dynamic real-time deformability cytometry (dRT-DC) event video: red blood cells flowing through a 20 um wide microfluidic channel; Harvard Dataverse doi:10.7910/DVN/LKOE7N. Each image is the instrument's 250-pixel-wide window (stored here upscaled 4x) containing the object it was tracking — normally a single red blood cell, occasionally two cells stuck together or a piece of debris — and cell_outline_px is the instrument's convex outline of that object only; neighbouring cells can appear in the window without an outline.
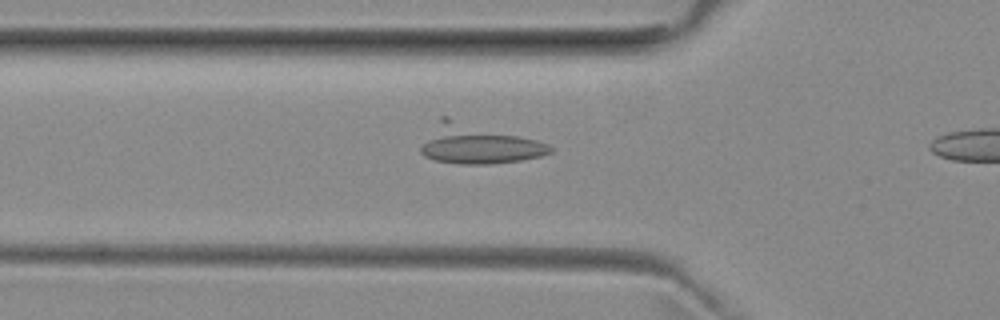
{"species": "common noctule bat (a hibernating species)", "species_latin": "Nyctalus noctula", "temperature_condition": "room temperature", "stored_images_in_passage": 33, "camera_frame_rate_fps": 3000, "um_per_image_px": 0.085, "animal": {"sex": "female", "body_mass_g": 29.2, "forearm_length_mm": 56.3}, "frame": {"image": 1, "passage_image": 9, "time_ms": 2.667, "image_size_px": [1000, 320], "cell_outline_px": [[552, 152], [540, 156], [520, 160], [488, 164], [460, 164], [436, 160], [424, 156], [420, 152], [420, 148], [440, 116], [448, 116], [536, 140], [548, 144], [552, 148]], "centroid_in_image_um": [40.61, 12.24], "position_along_channel_um": 85.2, "area_um2": 29.36}}
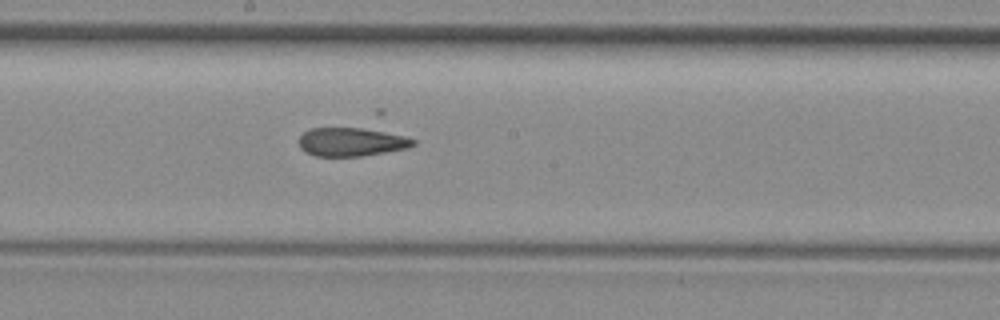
{"frame": {"image": 2, "passage_image": 19, "time_ms": 6.0, "image_size_px": [1000, 320], "cell_outline_px": [[416, 144], [408, 148], [360, 156], [316, 156], [304, 152], [300, 148], [300, 136], [304, 132], [312, 128], [376, 128], [404, 136], [416, 140]], "centroid_in_image_um": [29.9, 12.05], "position_along_channel_um": 218.3, "area_um2": 19.19}}
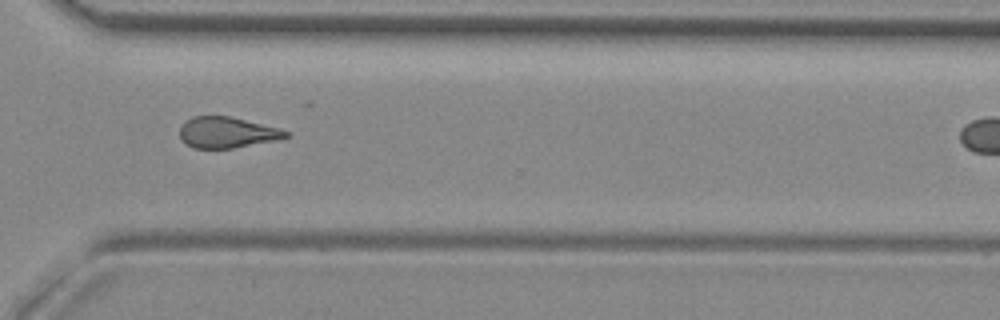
{"frame": {"image": 3, "passage_image": 29, "time_ms": 9.333, "image_size_px": [1000, 320], "cell_outline_px": [[288, 136], [280, 140], [232, 148], [192, 148], [184, 144], [180, 136], [180, 128], [192, 116], [228, 116], [276, 128], [288, 132]], "centroid_in_image_um": [19.26, 11.28], "position_along_channel_um": 351.3, "area_um2": 18.84}}